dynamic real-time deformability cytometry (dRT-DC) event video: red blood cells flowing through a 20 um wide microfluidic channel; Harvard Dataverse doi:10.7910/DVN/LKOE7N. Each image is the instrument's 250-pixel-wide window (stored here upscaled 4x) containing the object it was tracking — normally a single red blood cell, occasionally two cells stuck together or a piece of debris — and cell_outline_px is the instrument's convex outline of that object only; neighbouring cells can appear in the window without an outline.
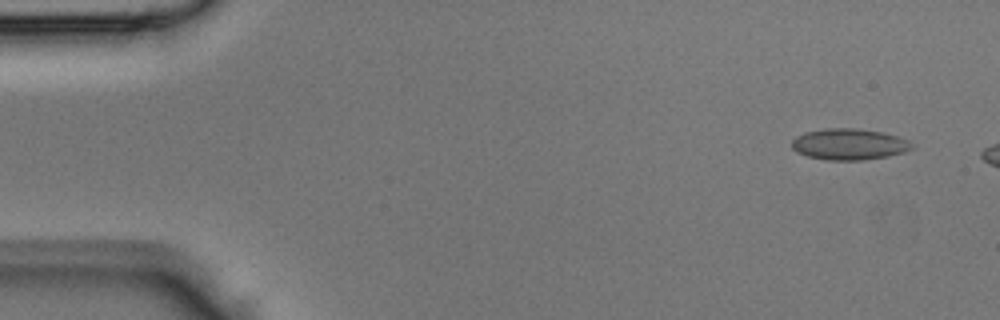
{"species": "Egyptian fruit bat (a non-hibernating species)", "species_latin": "Rousettus aegyptiacus", "temperature_condition": "room temperature", "stored_images_in_passage": 5, "camera_frame_rate_fps": 3000, "um_per_image_px": 0.085, "animal": {"sex": "male"}, "frame": {"image": 1, "passage_image": 1, "time_ms": 0.0, "image_size_px": [1000, 320], "cell_outline_px": [[916, 148], [904, 152], [888, 156], [864, 160], [828, 160], [808, 156], [796, 152], [792, 148], [792, 140], [796, 136], [804, 132], [828, 128], [856, 128], [880, 132], [896, 136], [908, 140]], "centroid_in_image_um": [72.17, 12.26], "position_along_channel_um": 12.8, "area_um2": 21.85}}